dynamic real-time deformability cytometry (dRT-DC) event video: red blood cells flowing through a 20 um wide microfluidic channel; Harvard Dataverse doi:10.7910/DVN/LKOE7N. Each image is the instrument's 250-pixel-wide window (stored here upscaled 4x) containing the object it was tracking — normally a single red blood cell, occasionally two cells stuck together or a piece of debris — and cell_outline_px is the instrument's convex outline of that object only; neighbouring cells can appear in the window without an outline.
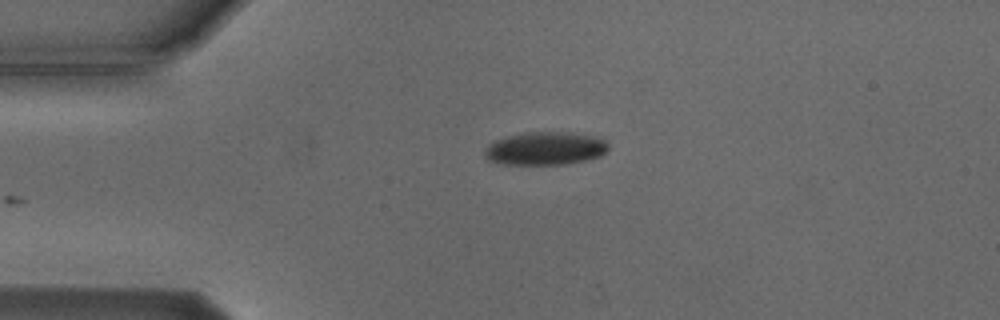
{"species": "Egyptian fruit bat (a non-hibernating species)", "species_latin": "Rousettus aegyptiacus", "temperature_condition": "cold", "stored_images_in_passage": 4, "camera_frame_rate_fps": 3000, "um_per_image_px": 0.085, "animal": {"sex": "male"}, "frame": {"image": 1, "passage_image": 4, "time_ms": 4.333, "image_size_px": [1000, 320], "cell_outline_px": [[608, 148], [600, 156], [588, 160], [568, 164], [500, 164], [488, 160], [484, 156], [484, 148], [488, 144], [496, 140], [508, 136], [528, 132], [564, 132], [592, 136], [604, 140], [608, 144]], "centroid_in_image_um": [46.31, 12.63], "position_along_channel_um": 38.7, "area_um2": 23.81}}